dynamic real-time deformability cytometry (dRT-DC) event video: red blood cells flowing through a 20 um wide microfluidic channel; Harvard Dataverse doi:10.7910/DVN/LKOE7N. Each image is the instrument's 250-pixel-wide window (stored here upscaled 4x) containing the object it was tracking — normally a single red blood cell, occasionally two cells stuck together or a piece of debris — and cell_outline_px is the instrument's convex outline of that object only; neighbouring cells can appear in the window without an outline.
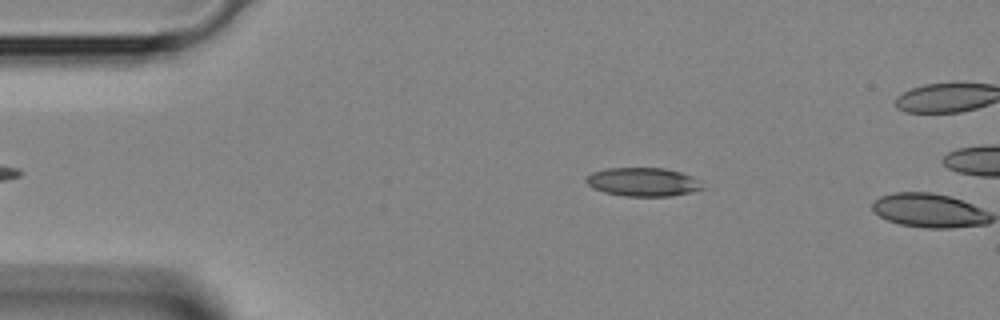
{"species": "Egyptian fruit bat (a non-hibernating species)", "species_latin": "Rousettus aegyptiacus", "temperature_condition": "room temperature", "stored_images_in_passage": 2, "camera_frame_rate_fps": 3000, "um_per_image_px": 0.085, "animal": {"sex": "female"}, "frame": {"image": 1, "passage_image": 1, "time_ms": 0.0, "image_size_px": [1000, 320], "cell_outline_px": [[708, 188], [692, 192], [672, 196], [624, 196], [604, 192], [592, 188], [584, 180], [592, 172], [608, 168], [664, 168], [680, 172], [692, 176], [700, 180]], "centroid_in_image_um": [54.71, 15.47], "position_along_channel_um": 30.3, "area_um2": 19.65}}